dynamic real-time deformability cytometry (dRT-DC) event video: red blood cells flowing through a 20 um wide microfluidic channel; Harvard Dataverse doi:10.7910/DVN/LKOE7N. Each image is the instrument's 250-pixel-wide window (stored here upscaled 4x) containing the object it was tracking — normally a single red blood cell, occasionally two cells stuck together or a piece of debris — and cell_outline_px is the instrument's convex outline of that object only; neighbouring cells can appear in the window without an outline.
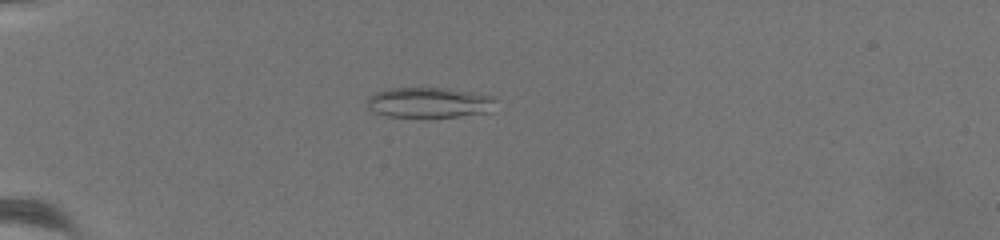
{"species": "common noctule bat (a hibernating species)", "species_latin": "Nyctalus noctula", "temperature_condition": "warm", "stored_images_in_passage": 72, "camera_frame_rate_fps": 3000, "um_per_image_px": 0.085, "animal": {"sex": "female", "body_mass_g": 19.5, "forearm_length_mm": 54.1}, "frame": {"image": 1, "passage_image": 23, "time_ms": 7.333, "image_size_px": [1000, 240], "cell_outline_px": [[492, 112], [424, 120], [388, 116], [364, 108], [368, 100], [376, 92], [388, 88], [448, 88], [492, 96]], "centroid_in_image_um": [36.41, 8.76], "position_along_channel_um": 48.6, "area_um2": 23.35}}
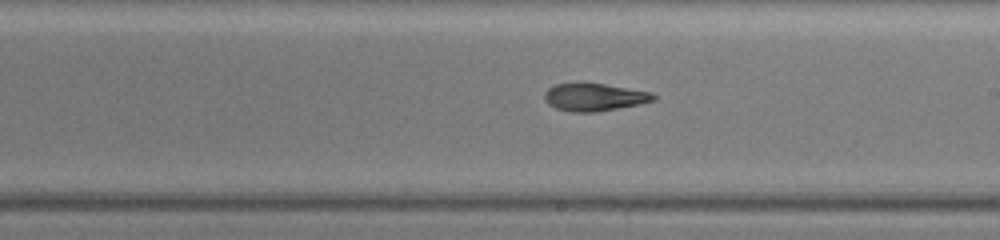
{"frame": {"image": 2, "passage_image": 45, "time_ms": 14.667, "image_size_px": [1000, 240], "cell_outline_px": [[656, 100], [640, 104], [596, 112], [568, 112], [556, 108], [548, 104], [544, 100], [544, 92], [548, 88], [556, 84], [604, 84], [652, 92], [656, 96]], "centroid_in_image_um": [50.52, 8.27], "position_along_channel_um": 238.5, "area_um2": 17.46}}
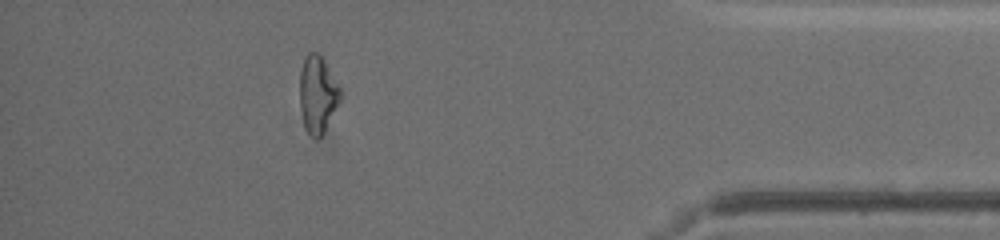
{"frame": {"image": 3, "passage_image": 65, "time_ms": 21.333, "image_size_px": [1000, 240], "cell_outline_px": [[340, 100], [324, 132], [316, 140], [304, 128], [300, 108], [300, 72], [304, 56], [308, 52], [316, 52], [324, 60], [340, 88]], "centroid_in_image_um": [26.97, 8.02], "position_along_channel_um": 408.2, "area_um2": 18.09}, "authors_computed_cell_mechanics": {"area_um2": 18.8717, "velocity_mm_per_s": 3.0653, "shape_relaxation_time_tau1_ms": null, "shape_relaxation_time_tau2_ms": 3.5961, "deformation_change_tau1": null, "deformation_change_tau2": 0.1035}}